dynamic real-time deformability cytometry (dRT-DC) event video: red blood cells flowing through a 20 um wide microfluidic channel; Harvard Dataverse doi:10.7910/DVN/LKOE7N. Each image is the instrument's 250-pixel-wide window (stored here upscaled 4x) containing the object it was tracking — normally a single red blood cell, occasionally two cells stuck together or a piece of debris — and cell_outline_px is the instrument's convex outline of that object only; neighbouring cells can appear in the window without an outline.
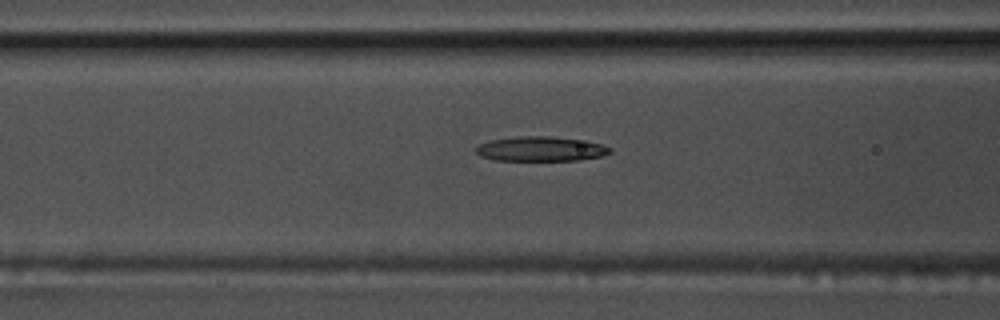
{"species": "common noctule bat (a hibernating species)", "species_latin": "Nyctalus noctula", "temperature_condition": "warm", "stored_images_in_passage": 56, "camera_frame_rate_fps": 3000, "um_per_image_px": 0.085, "animal": {"sex": "male", "body_mass_g": 17.5, "forearm_length_mm": 52.3}, "frame": {"image": 1, "passage_image": 23, "time_ms": 7.333, "image_size_px": [1000, 320], "cell_outline_px": [[612, 152], [600, 156], [576, 160], [492, 160], [480, 156], [476, 152], [476, 148], [480, 144], [492, 140], [516, 136], [552, 136], [588, 140], [612, 148]], "centroid_in_image_um": [45.98, 12.65], "position_along_channel_um": 120.6, "area_um2": 19.31}}
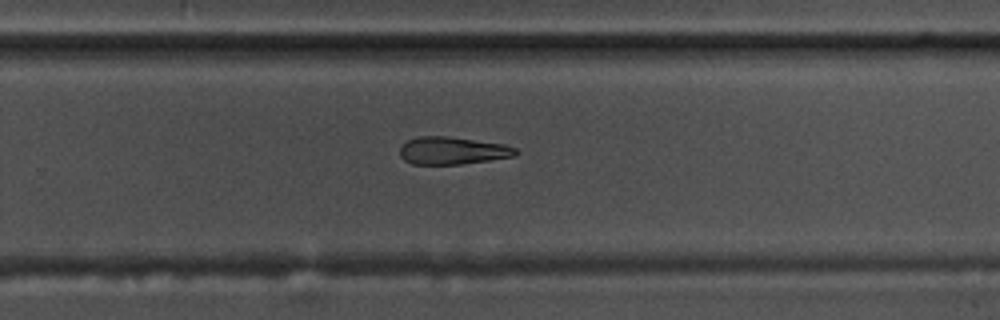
{"frame": {"image": 2, "passage_image": 37, "time_ms": 12.0, "image_size_px": [1000, 320], "cell_outline_px": [[516, 156], [460, 164], [412, 164], [404, 160], [400, 156], [400, 144], [408, 140], [420, 136], [448, 136], [504, 144], [516, 148]], "centroid_in_image_um": [38.42, 12.8], "position_along_channel_um": 291.4, "area_um2": 18.55}}
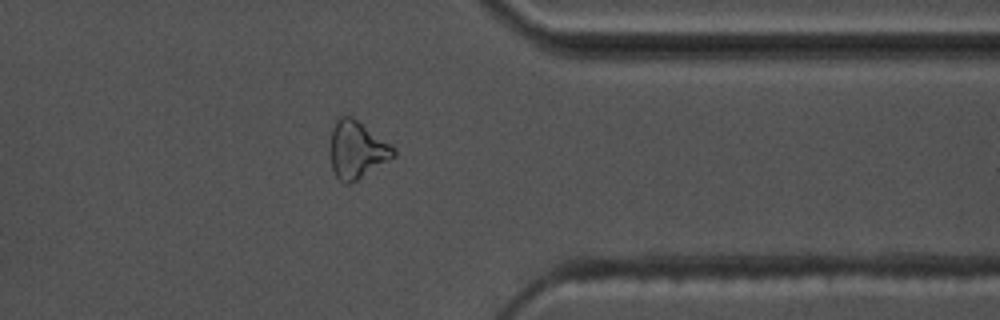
{"frame": {"image": 3, "passage_image": 45, "time_ms": 14.667, "image_size_px": [1000, 320], "cell_outline_px": [[396, 156], [356, 180], [348, 184], [344, 184], [336, 176], [332, 168], [328, 152], [328, 148], [332, 128], [336, 120], [340, 116], [352, 116], [396, 148]], "centroid_in_image_um": [30.3, 12.72], "position_along_channel_um": 381.1, "area_um2": 21.39}, "authors_computed_cell_mechanics": {"area_um2": 19.7676, "velocity_mm_per_s": 3.6696, "shape_relaxation_time_tau1_ms": 2.7961, "shape_relaxation_time_tau2_ms": null, "deformation_change_tau1": 0.1592, "deformation_change_tau2": null}}